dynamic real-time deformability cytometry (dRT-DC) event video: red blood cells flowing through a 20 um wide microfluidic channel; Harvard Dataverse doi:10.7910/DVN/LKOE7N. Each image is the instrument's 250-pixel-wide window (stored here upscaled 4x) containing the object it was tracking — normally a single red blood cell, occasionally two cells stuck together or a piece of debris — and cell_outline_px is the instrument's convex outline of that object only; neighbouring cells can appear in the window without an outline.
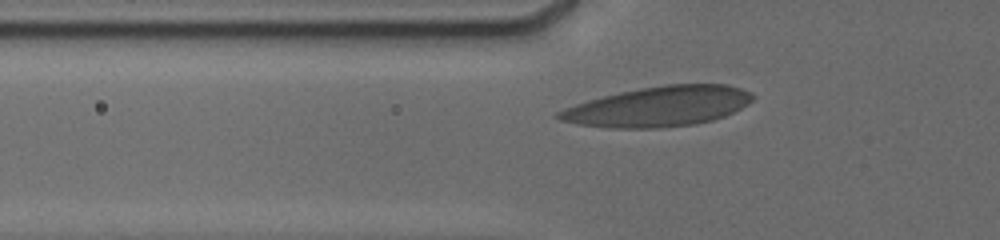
{"species": "human", "species_latin": "Homo sapiens", "temperature_condition": "cold", "stored_images_in_passage": 48, "camera_frame_rate_fps": 3000, "um_per_image_px": 0.085, "donor": {"sex": "male"}, "frame": {"image": 1, "passage_image": 21, "time_ms": 3.0, "image_size_px": [1000, 240], "cell_outline_px": [[756, 96], [748, 104], [724, 116], [712, 120], [696, 124], [664, 128], [612, 128], [580, 124], [560, 120], [556, 116], [556, 112], [564, 108], [588, 100], [620, 92], [640, 88], [664, 84], [728, 84], [752, 92]], "centroid_in_image_um": [56.01, 9.05], "position_along_channel_um": 69.8, "area_um2": 45.26}}
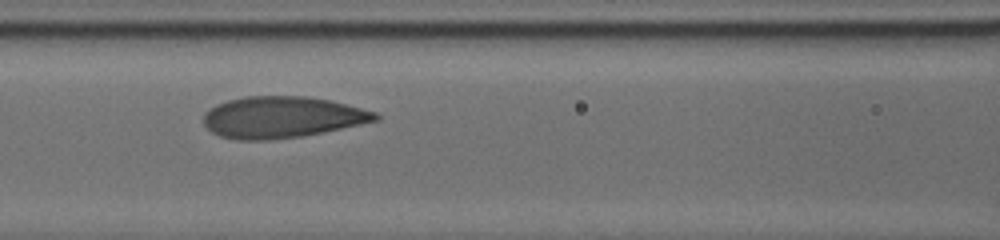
{"frame": {"image": 2, "passage_image": 36, "time_ms": 5.0, "image_size_px": [1000, 240], "cell_outline_px": [[380, 120], [300, 136], [268, 140], [236, 140], [220, 136], [212, 132], [204, 124], [204, 112], [216, 104], [228, 100], [244, 96], [308, 96], [332, 100], [376, 112], [380, 116]], "centroid_in_image_um": [23.95, 9.95], "position_along_channel_um": 142.6, "area_um2": 41.44}}
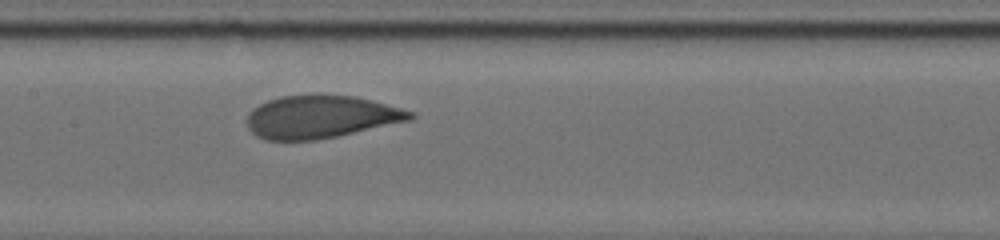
{"frame": {"image": 3, "passage_image": 44, "time_ms": 6.0, "image_size_px": [1000, 240], "cell_outline_px": [[416, 116], [412, 120], [336, 136], [316, 140], [268, 140], [256, 136], [248, 128], [248, 112], [252, 108], [268, 100], [280, 96], [312, 92], [316, 92], [356, 96], [372, 100], [400, 108], [412, 112]], "centroid_in_image_um": [27.25, 9.89], "position_along_channel_um": 180.2, "area_um2": 41.33}}